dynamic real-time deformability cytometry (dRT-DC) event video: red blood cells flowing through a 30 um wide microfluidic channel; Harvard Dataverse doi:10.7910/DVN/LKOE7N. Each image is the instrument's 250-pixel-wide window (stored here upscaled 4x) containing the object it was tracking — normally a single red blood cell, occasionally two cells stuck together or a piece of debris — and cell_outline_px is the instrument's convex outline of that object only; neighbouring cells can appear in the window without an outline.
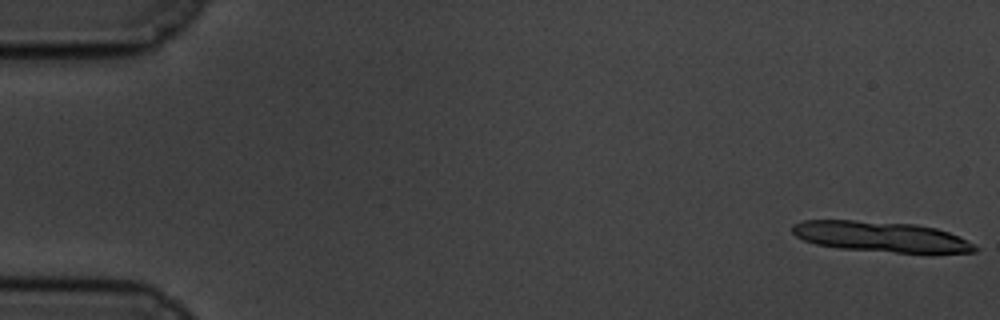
{"species": "common noctule bat (a hibernating species)", "species_latin": "Nyctalus noctula", "temperature_condition": "cold", "stored_images_in_passage": 13, "camera_frame_rate_fps": 3000, "um_per_image_px": 0.085, "animal": {"sex": "male", "body_mass_g": 19.5, "forearm_length_mm": 54.6}, "frame": {"image": 1, "passage_image": 1, "time_ms": 0.0, "image_size_px": [1000, 320], "cell_outline_px": [[980, 248], [976, 252], [896, 252], [840, 248], [816, 244], [804, 240], [796, 236], [792, 232], [792, 224], [804, 220], [852, 220], [916, 224], [936, 228], [948, 232]], "centroid_in_image_um": [74.82, 20.1], "position_along_channel_um": 10.2, "area_um2": 31.91}}